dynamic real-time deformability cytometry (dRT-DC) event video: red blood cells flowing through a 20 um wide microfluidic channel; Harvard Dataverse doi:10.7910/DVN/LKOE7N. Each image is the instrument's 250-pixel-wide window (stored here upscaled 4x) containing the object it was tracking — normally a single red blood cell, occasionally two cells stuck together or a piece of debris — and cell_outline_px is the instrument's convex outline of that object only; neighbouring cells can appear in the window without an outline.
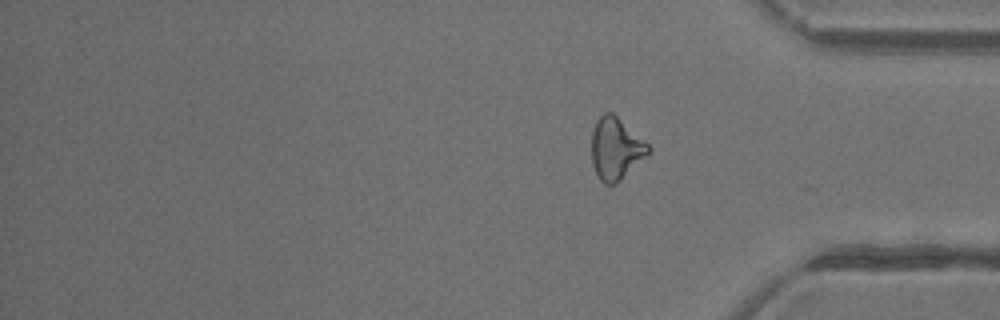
{"species": "common noctule bat (a hibernating species)", "species_latin": "Nyctalus noctula", "temperature_condition": "warm", "stored_images_in_passage": 37, "camera_frame_rate_fps": 3000, "um_per_image_px": 0.085, "animal": {"sex": "female"}, "frame": {"image": 1, "passage_image": 37, "time_ms": 12.0, "image_size_px": [1000, 320], "cell_outline_px": [[652, 148], [616, 184], [604, 184], [600, 180], [592, 164], [592, 132], [596, 120], [604, 112], [612, 112], [648, 144]], "centroid_in_image_um": [52.3, 12.62], "position_along_channel_um": 382.9, "area_um2": 20.0}}